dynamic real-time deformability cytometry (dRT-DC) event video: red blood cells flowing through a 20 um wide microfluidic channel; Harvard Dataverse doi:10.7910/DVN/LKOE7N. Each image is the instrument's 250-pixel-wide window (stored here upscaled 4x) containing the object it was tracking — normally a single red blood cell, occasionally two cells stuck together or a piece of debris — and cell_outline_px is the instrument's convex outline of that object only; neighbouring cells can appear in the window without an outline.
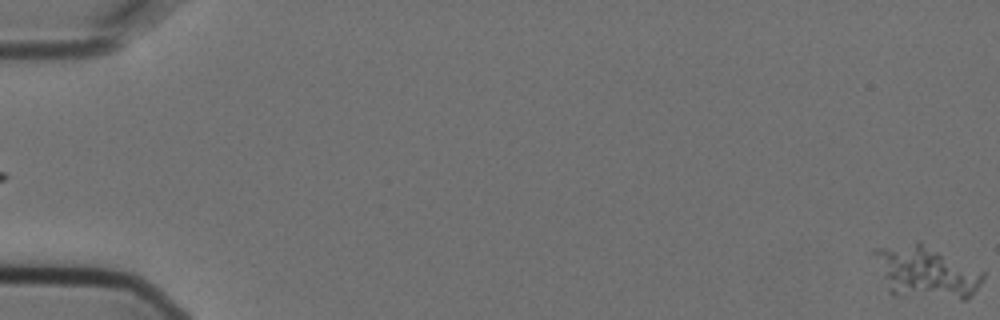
{"species": "Egyptian fruit bat (a non-hibernating species)", "species_latin": "Rousettus aegyptiacus", "temperature_condition": "cold", "stored_images_in_passage": 5, "segment_of_instrument_passage": [2, 2], "camera_frame_rate_fps": 3000, "um_per_image_px": 0.085, "animal": {"sex": "female"}, "frame": {"image": 1, "passage_image": 5, "time_ms": 1.333, "image_size_px": [1000, 320], "cell_outline_px": [[984, 276], [980, 284], [972, 296], [968, 300], [960, 300], [892, 296], [888, 292], [872, 252], [872, 248], [916, 240], [920, 240], [984, 272]], "centroid_in_image_um": [78.67, 23.13], "position_along_channel_um": 6.3, "area_um2": 34.28}}